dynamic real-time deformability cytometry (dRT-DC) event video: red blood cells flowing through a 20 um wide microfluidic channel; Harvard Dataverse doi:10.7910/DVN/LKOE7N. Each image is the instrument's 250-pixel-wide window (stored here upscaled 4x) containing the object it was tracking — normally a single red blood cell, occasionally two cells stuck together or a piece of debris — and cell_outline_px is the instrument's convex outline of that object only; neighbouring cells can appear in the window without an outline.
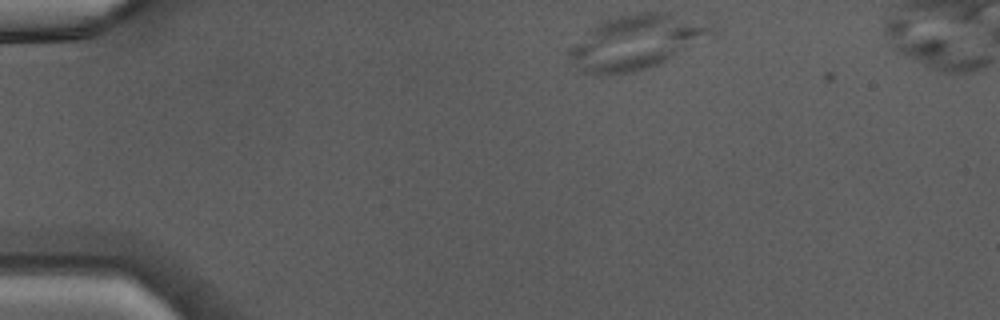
{"species": "Egyptian fruit bat (a non-hibernating species)", "species_latin": "Rousettus aegyptiacus", "temperature_condition": "warm", "stored_images_in_passage": 27, "camera_frame_rate_fps": 3000, "um_per_image_px": 0.085, "animal": {"sex": "male"}, "frame": {"image": 1, "passage_image": 1, "time_ms": 0.0, "image_size_px": [1000, 320], "cell_outline_px": [[708, 32], [660, 64], [632, 72], [608, 76], [596, 76], [580, 72], [568, 56], [568, 48], [588, 28], [604, 20], [616, 16], [640, 12], [668, 12], [708, 28]], "centroid_in_image_um": [53.75, 3.63], "position_along_channel_um": 31.2, "area_um2": 43.47}}
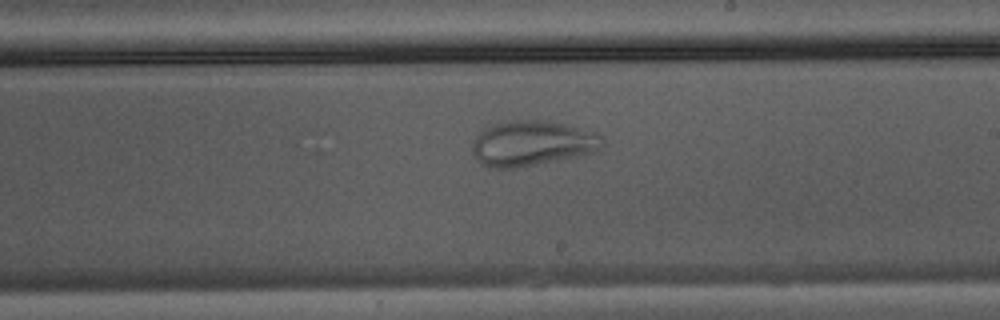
{"frame": {"image": 2, "passage_image": 20, "time_ms": 6.333, "image_size_px": [1000, 320], "cell_outline_px": [[604, 144], [600, 148], [592, 152], [580, 156], [512, 168], [488, 168], [476, 160], [472, 152], [472, 144], [476, 136], [484, 128], [492, 124], [512, 120], [548, 120], [564, 124], [592, 132], [604, 136]], "centroid_in_image_um": [45.2, 12.18], "position_along_channel_um": 243.8, "area_um2": 34.28}}